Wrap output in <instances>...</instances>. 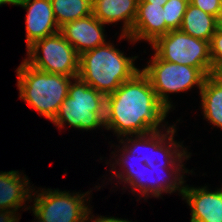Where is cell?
Listing matches in <instances>:
<instances>
[{"label": "cell", "instance_id": "obj_10", "mask_svg": "<svg viewBox=\"0 0 222 222\" xmlns=\"http://www.w3.org/2000/svg\"><path fill=\"white\" fill-rule=\"evenodd\" d=\"M22 176L18 170L0 171V222H19L18 210L27 206L26 201L32 202L34 186L28 176Z\"/></svg>", "mask_w": 222, "mask_h": 222}, {"label": "cell", "instance_id": "obj_3", "mask_svg": "<svg viewBox=\"0 0 222 222\" xmlns=\"http://www.w3.org/2000/svg\"><path fill=\"white\" fill-rule=\"evenodd\" d=\"M108 41L79 55L78 78L96 90L115 91L123 82L131 79L138 71L134 60L115 48Z\"/></svg>", "mask_w": 222, "mask_h": 222}, {"label": "cell", "instance_id": "obj_16", "mask_svg": "<svg viewBox=\"0 0 222 222\" xmlns=\"http://www.w3.org/2000/svg\"><path fill=\"white\" fill-rule=\"evenodd\" d=\"M199 94L203 119L222 129V81L213 74L206 76Z\"/></svg>", "mask_w": 222, "mask_h": 222}, {"label": "cell", "instance_id": "obj_15", "mask_svg": "<svg viewBox=\"0 0 222 222\" xmlns=\"http://www.w3.org/2000/svg\"><path fill=\"white\" fill-rule=\"evenodd\" d=\"M139 0H92V14L103 24L123 22L121 34H129L136 20Z\"/></svg>", "mask_w": 222, "mask_h": 222}, {"label": "cell", "instance_id": "obj_26", "mask_svg": "<svg viewBox=\"0 0 222 222\" xmlns=\"http://www.w3.org/2000/svg\"><path fill=\"white\" fill-rule=\"evenodd\" d=\"M213 75L222 81V64L213 72Z\"/></svg>", "mask_w": 222, "mask_h": 222}, {"label": "cell", "instance_id": "obj_6", "mask_svg": "<svg viewBox=\"0 0 222 222\" xmlns=\"http://www.w3.org/2000/svg\"><path fill=\"white\" fill-rule=\"evenodd\" d=\"M35 190L31 197L34 200L33 205L25 207L24 210H33L43 222H86L91 208L85 203H88V200L90 202L89 195L92 190L85 193H70L51 188Z\"/></svg>", "mask_w": 222, "mask_h": 222}, {"label": "cell", "instance_id": "obj_20", "mask_svg": "<svg viewBox=\"0 0 222 222\" xmlns=\"http://www.w3.org/2000/svg\"><path fill=\"white\" fill-rule=\"evenodd\" d=\"M189 0H168L163 5L166 34L170 30L180 29Z\"/></svg>", "mask_w": 222, "mask_h": 222}, {"label": "cell", "instance_id": "obj_17", "mask_svg": "<svg viewBox=\"0 0 222 222\" xmlns=\"http://www.w3.org/2000/svg\"><path fill=\"white\" fill-rule=\"evenodd\" d=\"M180 30L194 38L210 42L217 30L216 17L189 2Z\"/></svg>", "mask_w": 222, "mask_h": 222}, {"label": "cell", "instance_id": "obj_21", "mask_svg": "<svg viewBox=\"0 0 222 222\" xmlns=\"http://www.w3.org/2000/svg\"><path fill=\"white\" fill-rule=\"evenodd\" d=\"M213 72L222 64V31L216 30L209 42Z\"/></svg>", "mask_w": 222, "mask_h": 222}, {"label": "cell", "instance_id": "obj_8", "mask_svg": "<svg viewBox=\"0 0 222 222\" xmlns=\"http://www.w3.org/2000/svg\"><path fill=\"white\" fill-rule=\"evenodd\" d=\"M150 46L162 60L196 67L205 76L213 74L209 41L194 38L176 29L159 37Z\"/></svg>", "mask_w": 222, "mask_h": 222}, {"label": "cell", "instance_id": "obj_2", "mask_svg": "<svg viewBox=\"0 0 222 222\" xmlns=\"http://www.w3.org/2000/svg\"><path fill=\"white\" fill-rule=\"evenodd\" d=\"M169 112L157 99L148 77L140 70L114 91L111 130L117 139L162 130L168 125V122L163 123Z\"/></svg>", "mask_w": 222, "mask_h": 222}, {"label": "cell", "instance_id": "obj_25", "mask_svg": "<svg viewBox=\"0 0 222 222\" xmlns=\"http://www.w3.org/2000/svg\"><path fill=\"white\" fill-rule=\"evenodd\" d=\"M216 24H217V30L222 31V11L219 13V15L216 18Z\"/></svg>", "mask_w": 222, "mask_h": 222}, {"label": "cell", "instance_id": "obj_13", "mask_svg": "<svg viewBox=\"0 0 222 222\" xmlns=\"http://www.w3.org/2000/svg\"><path fill=\"white\" fill-rule=\"evenodd\" d=\"M93 14L65 23L60 27L63 37L75 48L78 55L107 43L105 26Z\"/></svg>", "mask_w": 222, "mask_h": 222}, {"label": "cell", "instance_id": "obj_18", "mask_svg": "<svg viewBox=\"0 0 222 222\" xmlns=\"http://www.w3.org/2000/svg\"><path fill=\"white\" fill-rule=\"evenodd\" d=\"M57 25L85 18L92 14V0H50Z\"/></svg>", "mask_w": 222, "mask_h": 222}, {"label": "cell", "instance_id": "obj_7", "mask_svg": "<svg viewBox=\"0 0 222 222\" xmlns=\"http://www.w3.org/2000/svg\"><path fill=\"white\" fill-rule=\"evenodd\" d=\"M26 50L24 61L31 67L46 73L78 77L79 55L60 31L34 42Z\"/></svg>", "mask_w": 222, "mask_h": 222}, {"label": "cell", "instance_id": "obj_19", "mask_svg": "<svg viewBox=\"0 0 222 222\" xmlns=\"http://www.w3.org/2000/svg\"><path fill=\"white\" fill-rule=\"evenodd\" d=\"M113 95L110 90H96L98 107L95 111L98 129L99 127L111 130L113 121Z\"/></svg>", "mask_w": 222, "mask_h": 222}, {"label": "cell", "instance_id": "obj_9", "mask_svg": "<svg viewBox=\"0 0 222 222\" xmlns=\"http://www.w3.org/2000/svg\"><path fill=\"white\" fill-rule=\"evenodd\" d=\"M97 107L96 89L78 77L74 78L69 85L68 96L52 123L60 129L69 125L82 131L95 130L98 127L95 115Z\"/></svg>", "mask_w": 222, "mask_h": 222}, {"label": "cell", "instance_id": "obj_5", "mask_svg": "<svg viewBox=\"0 0 222 222\" xmlns=\"http://www.w3.org/2000/svg\"><path fill=\"white\" fill-rule=\"evenodd\" d=\"M141 71L148 77L159 102L169 111L173 107L169 93L200 90L206 76L196 67L162 60L155 52ZM196 85V86H195Z\"/></svg>", "mask_w": 222, "mask_h": 222}, {"label": "cell", "instance_id": "obj_11", "mask_svg": "<svg viewBox=\"0 0 222 222\" xmlns=\"http://www.w3.org/2000/svg\"><path fill=\"white\" fill-rule=\"evenodd\" d=\"M26 14V49L34 42L60 31L50 0H14Z\"/></svg>", "mask_w": 222, "mask_h": 222}, {"label": "cell", "instance_id": "obj_1", "mask_svg": "<svg viewBox=\"0 0 222 222\" xmlns=\"http://www.w3.org/2000/svg\"><path fill=\"white\" fill-rule=\"evenodd\" d=\"M175 126L173 124L162 131L121 137L118 142L124 146L117 150L118 153L120 151L119 156L113 151L111 153L114 154V159H117L110 164V173L115 171L111 173L112 178H119L120 181L116 182H124V185L130 186L133 194L138 190L137 193H141L144 200L150 197L149 195L159 198L162 193L171 194L177 191L182 195L186 183L184 173L190 174L193 171L184 166L183 162L191 158V153L184 147L183 142L175 140ZM116 156L118 158H115ZM117 166L123 170L117 171Z\"/></svg>", "mask_w": 222, "mask_h": 222}, {"label": "cell", "instance_id": "obj_4", "mask_svg": "<svg viewBox=\"0 0 222 222\" xmlns=\"http://www.w3.org/2000/svg\"><path fill=\"white\" fill-rule=\"evenodd\" d=\"M16 73L20 99L41 116L53 121L68 96L69 85L74 78L37 70L24 60Z\"/></svg>", "mask_w": 222, "mask_h": 222}, {"label": "cell", "instance_id": "obj_28", "mask_svg": "<svg viewBox=\"0 0 222 222\" xmlns=\"http://www.w3.org/2000/svg\"><path fill=\"white\" fill-rule=\"evenodd\" d=\"M32 212H33V214H34V216H35V218L37 220L36 222H43V220L40 218V216L38 214H36L33 210H32Z\"/></svg>", "mask_w": 222, "mask_h": 222}, {"label": "cell", "instance_id": "obj_12", "mask_svg": "<svg viewBox=\"0 0 222 222\" xmlns=\"http://www.w3.org/2000/svg\"><path fill=\"white\" fill-rule=\"evenodd\" d=\"M181 196L190 206V222H222V187L212 191L207 186L184 185Z\"/></svg>", "mask_w": 222, "mask_h": 222}, {"label": "cell", "instance_id": "obj_24", "mask_svg": "<svg viewBox=\"0 0 222 222\" xmlns=\"http://www.w3.org/2000/svg\"><path fill=\"white\" fill-rule=\"evenodd\" d=\"M168 0H139L138 3H152L163 6Z\"/></svg>", "mask_w": 222, "mask_h": 222}, {"label": "cell", "instance_id": "obj_22", "mask_svg": "<svg viewBox=\"0 0 222 222\" xmlns=\"http://www.w3.org/2000/svg\"><path fill=\"white\" fill-rule=\"evenodd\" d=\"M189 2L216 18L222 11V0H189Z\"/></svg>", "mask_w": 222, "mask_h": 222}, {"label": "cell", "instance_id": "obj_14", "mask_svg": "<svg viewBox=\"0 0 222 222\" xmlns=\"http://www.w3.org/2000/svg\"><path fill=\"white\" fill-rule=\"evenodd\" d=\"M163 6L152 3H138L136 20L131 32L121 34L120 39H126L133 44L146 41L153 44L159 37L166 34V22Z\"/></svg>", "mask_w": 222, "mask_h": 222}, {"label": "cell", "instance_id": "obj_27", "mask_svg": "<svg viewBox=\"0 0 222 222\" xmlns=\"http://www.w3.org/2000/svg\"><path fill=\"white\" fill-rule=\"evenodd\" d=\"M5 4L14 5V0H0V6Z\"/></svg>", "mask_w": 222, "mask_h": 222}, {"label": "cell", "instance_id": "obj_23", "mask_svg": "<svg viewBox=\"0 0 222 222\" xmlns=\"http://www.w3.org/2000/svg\"><path fill=\"white\" fill-rule=\"evenodd\" d=\"M92 209L90 210L89 214H88V217L86 219V222H132V221H129L128 219L126 220L125 218L122 219V218H115V217H105L102 215L99 217V216H96V218L94 219L95 216L91 215L92 214ZM94 219V220H93ZM93 220V221H92Z\"/></svg>", "mask_w": 222, "mask_h": 222}]
</instances>
